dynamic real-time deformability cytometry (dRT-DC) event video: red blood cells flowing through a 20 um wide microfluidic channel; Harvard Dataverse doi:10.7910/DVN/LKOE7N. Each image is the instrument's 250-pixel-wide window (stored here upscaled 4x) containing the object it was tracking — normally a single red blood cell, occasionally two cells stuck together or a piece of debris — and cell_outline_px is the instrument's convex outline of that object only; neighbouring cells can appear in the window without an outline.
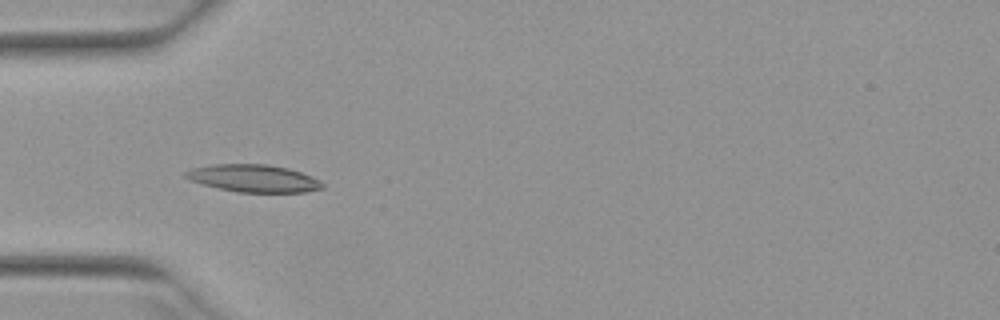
{"species": "Egyptian fruit bat (a non-hibernating species)", "species_latin": "Rousettus aegyptiacus", "temperature_condition": "warm", "stored_images_in_passage": 51, "camera_frame_rate_fps": 3000, "um_per_image_px": 0.085, "animal": {"sex": "female"}, "frame": {"image": 1, "passage_image": 16, "time_ms": 5.0, "image_size_px": [1000, 320], "cell_outline_px": [[324, 188], [304, 192], [240, 192], [220, 188], [188, 180], [184, 176], [184, 172], [192, 168], [212, 164], [268, 164], [288, 168], [312, 176], [320, 180], [324, 184]], "centroid_in_image_um": [21.56, 15.15], "position_along_channel_um": 63.4, "area_um2": 21.85}}
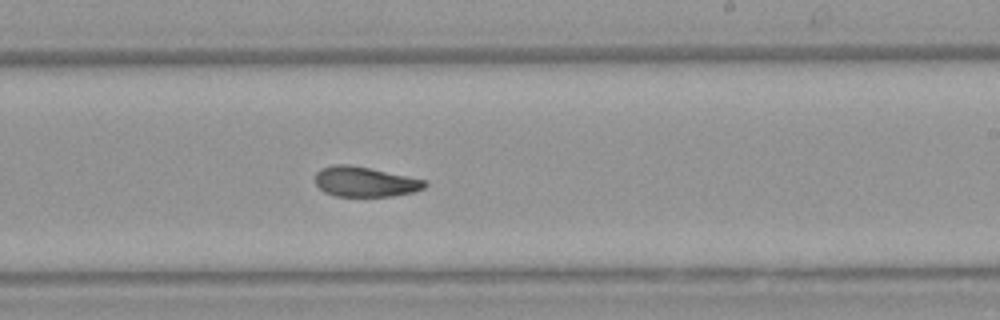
{"frame": {"image": 2, "passage_image": 31, "time_ms": 10.0, "image_size_px": [1000, 320], "cell_outline_px": [[428, 184], [424, 188], [412, 192], [392, 196], [336, 196], [324, 192], [316, 184], [316, 172], [320, 168], [336, 164], [348, 164], [368, 168], [424, 180]], "centroid_in_image_um": [30.98, 15.45], "position_along_channel_um": 258.0, "area_um2": 18.9}}
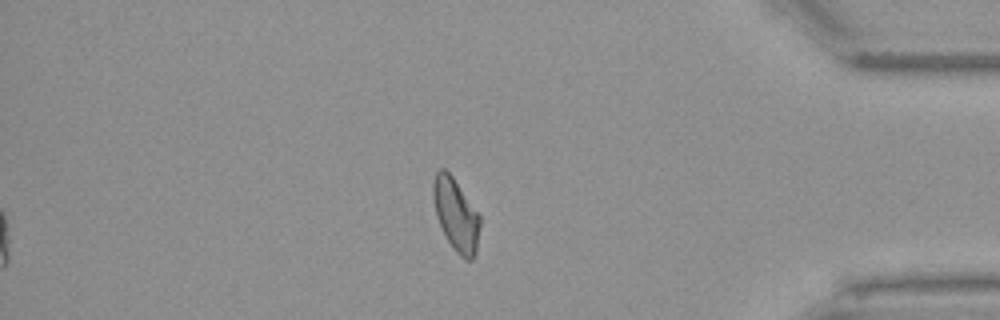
{"frame": {"image": 3, "passage_image": 44, "time_ms": 14.333, "image_size_px": [1000, 320], "cell_outline_px": [[480, 224], [476, 252], [472, 260], [464, 260], [452, 248], [436, 216], [432, 196], [432, 184], [436, 172], [440, 168], [444, 168], [452, 176], [480, 216]], "centroid_in_image_um": [38.74, 18.26], "position_along_channel_um": 396.5, "area_um2": 19.59}, "authors_computed_cell_mechanics": {"area_um2": 19.8254, "velocity_mm_per_s": 3.9294, "shape_relaxation_time_tau1_ms": 4.0563, "shape_relaxation_time_tau2_ms": 4.6765, "deformation_change_tau1": 0.1605, "deformation_change_tau2": 0.1175}}